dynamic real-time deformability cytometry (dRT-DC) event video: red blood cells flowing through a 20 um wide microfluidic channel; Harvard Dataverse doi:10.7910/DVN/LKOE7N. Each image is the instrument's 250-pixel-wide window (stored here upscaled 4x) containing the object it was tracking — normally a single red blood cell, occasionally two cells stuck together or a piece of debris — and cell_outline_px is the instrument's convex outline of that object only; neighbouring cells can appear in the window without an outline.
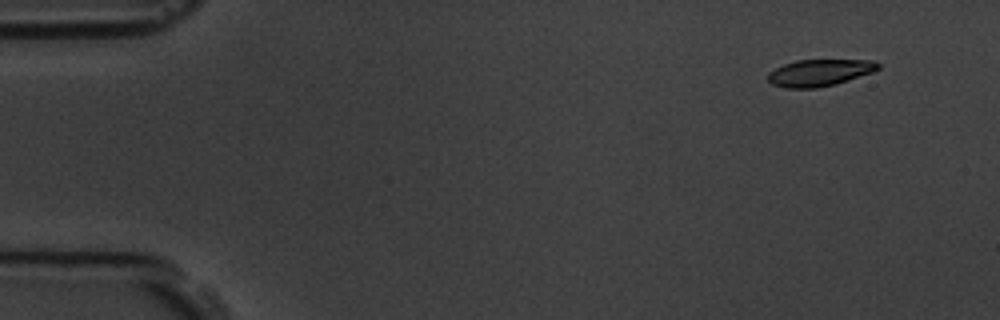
{"species": "common noctule bat (a hibernating species)", "species_latin": "Nyctalus noctula", "temperature_condition": "room temperature", "stored_images_in_passage": 8, "camera_frame_rate_fps": 3000, "um_per_image_px": 0.085, "animal": {"sex": "male", "body_mass_g": 19.5, "forearm_length_mm": 54.6}, "frame": {"image": 1, "passage_image": 1, "time_ms": 0.0, "image_size_px": [1000, 320], "cell_outline_px": [[880, 68], [872, 72], [836, 84], [816, 88], [788, 88], [772, 84], [768, 80], [768, 72], [784, 64], [796, 60], [876, 60], [880, 64]], "centroid_in_image_um": [69.67, 6.17], "position_along_channel_um": 15.3, "area_um2": 17.17}}
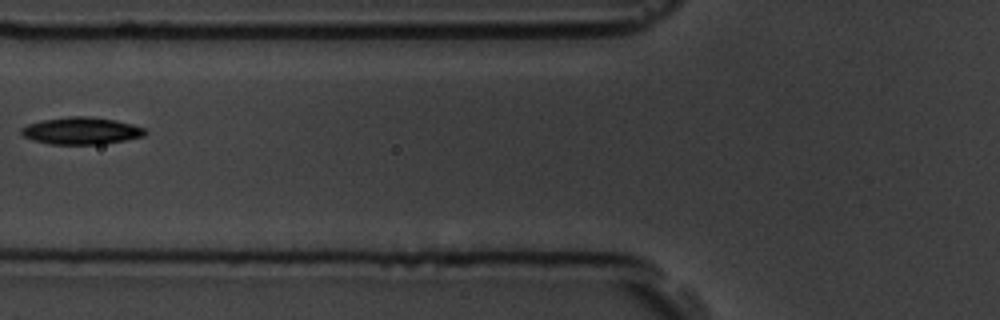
{"frame": {"image": 2, "passage_image": 6, "time_ms": 5.667, "image_size_px": [1000, 320], "cell_outline_px": [[148, 132], [144, 136], [124, 140], [100, 144], [48, 144], [32, 140], [24, 136], [20, 132], [20, 128], [28, 124], [40, 120], [68, 116], [88, 116], [116, 120], [148, 128]], "centroid_in_image_um": [6.91, 11.11], "position_along_channel_um": 118.9, "area_um2": 19.77}}
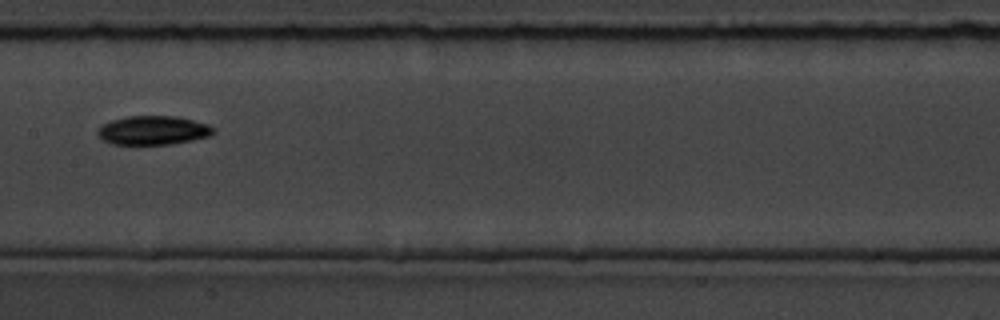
{"frame": {"image": 3, "passage_image": 8, "time_ms": 7.667, "image_size_px": [1000, 320], "cell_outline_px": [[216, 132], [208, 136], [192, 140], [172, 144], [112, 144], [104, 140], [96, 132], [100, 124], [112, 120], [128, 116], [176, 116], [208, 124], [216, 128]], "centroid_in_image_um": [13.02, 11.07], "position_along_channel_um": 194.4, "area_um2": 19.54}}